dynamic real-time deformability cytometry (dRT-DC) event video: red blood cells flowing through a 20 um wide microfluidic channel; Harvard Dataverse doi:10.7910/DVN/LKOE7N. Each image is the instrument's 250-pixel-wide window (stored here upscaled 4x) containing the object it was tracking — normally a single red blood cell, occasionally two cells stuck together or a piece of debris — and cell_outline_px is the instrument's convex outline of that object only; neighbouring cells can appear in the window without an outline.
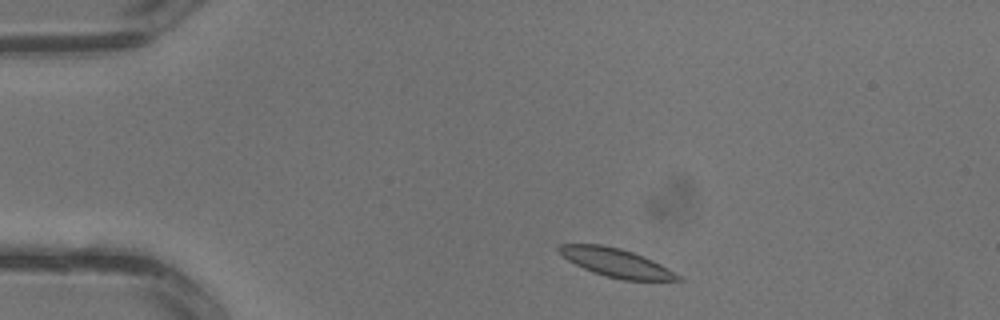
{"species": "common noctule bat (a hibernating species)", "species_latin": "Nyctalus noctula", "temperature_condition": "warm", "stored_images_in_passage": 2, "camera_frame_rate_fps": 3000, "um_per_image_px": 0.085, "animal": {"sex": "male", "body_mass_g": 13.3}, "frame": {"image": 1, "passage_image": 1, "time_ms": 0.0, "image_size_px": [1000, 320], "cell_outline_px": [[684, 280], [624, 280], [604, 276], [592, 272], [568, 260], [556, 248], [560, 244], [600, 244], [620, 248], [644, 256], [668, 268], [680, 276]], "centroid_in_image_um": [52.37, 22.33], "position_along_channel_um": 32.6, "area_um2": 19.54}}